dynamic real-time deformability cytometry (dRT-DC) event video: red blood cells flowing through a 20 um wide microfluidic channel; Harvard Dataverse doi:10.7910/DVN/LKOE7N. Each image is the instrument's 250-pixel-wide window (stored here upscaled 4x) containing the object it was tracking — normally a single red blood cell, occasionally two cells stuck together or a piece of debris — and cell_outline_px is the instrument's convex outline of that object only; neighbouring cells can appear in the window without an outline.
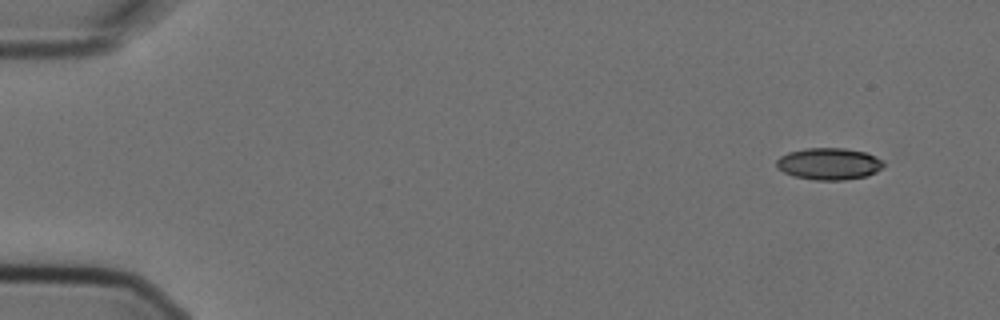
{"species": "Egyptian fruit bat (a non-hibernating species)", "species_latin": "Rousettus aegyptiacus", "temperature_condition": "cold", "stored_images_in_passage": 6, "camera_frame_rate_fps": 3000, "um_per_image_px": 0.085, "animal": {"sex": "female"}, "frame": {"image": 1, "passage_image": 1, "time_ms": 0.0, "image_size_px": [1000, 320], "cell_outline_px": [[884, 168], [868, 176], [844, 180], [816, 180], [792, 176], [776, 168], [776, 160], [780, 156], [788, 152], [804, 148], [844, 148], [864, 152], [884, 160]], "centroid_in_image_um": [70.46, 13.93], "position_along_channel_um": 14.5, "area_um2": 20.11}}
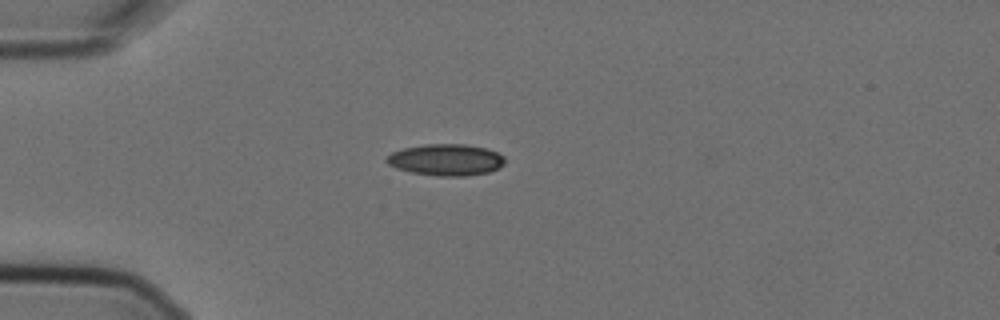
{"frame": {"image": 2, "passage_image": 4, "time_ms": 1.0, "image_size_px": [1000, 320], "cell_outline_px": [[504, 164], [500, 168], [488, 172], [464, 176], [440, 176], [412, 172], [396, 168], [388, 164], [384, 160], [392, 152], [404, 148], [424, 144], [464, 144], [488, 148], [504, 156]], "centroid_in_image_um": [37.92, 13.58], "position_along_channel_um": 47.1, "area_um2": 21.73}}
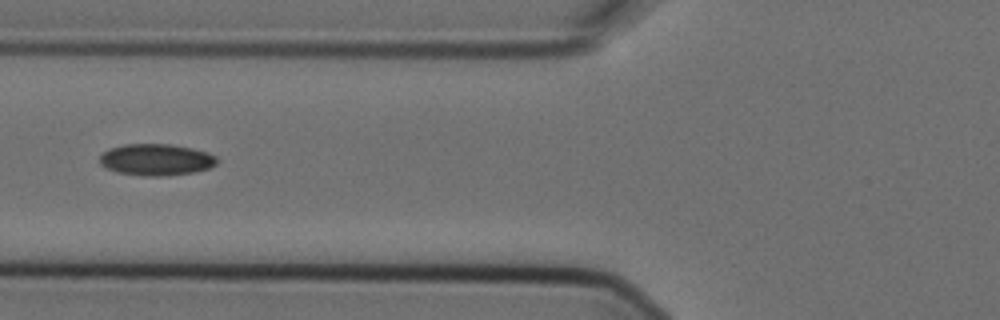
{"frame": {"image": 3, "passage_image": 6, "time_ms": 1.667, "image_size_px": [1000, 320], "cell_outline_px": [[216, 164], [208, 168], [192, 172], [160, 176], [144, 176], [116, 172], [100, 164], [100, 156], [108, 148], [124, 144], [172, 144], [192, 148], [208, 152], [216, 156]], "centroid_in_image_um": [13.25, 13.56], "position_along_channel_um": 112.5, "area_um2": 21.5}}